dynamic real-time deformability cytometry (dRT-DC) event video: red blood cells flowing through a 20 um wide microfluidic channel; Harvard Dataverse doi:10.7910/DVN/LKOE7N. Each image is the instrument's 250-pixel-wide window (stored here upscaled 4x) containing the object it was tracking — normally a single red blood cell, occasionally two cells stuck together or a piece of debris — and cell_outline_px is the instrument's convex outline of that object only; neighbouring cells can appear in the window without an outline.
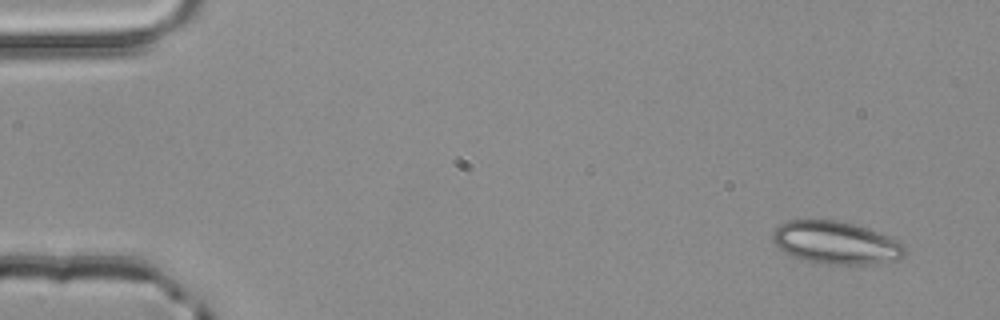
{"species": "common noctule bat (a hibernating species)", "species_latin": "Nyctalus noctula", "temperature_condition": "room temperature", "stored_images_in_passage": 4, "camera_frame_rate_fps": 3000, "um_per_image_px": 0.085, "animal": {"sex": "male", "body_mass_g": 20.4}, "frame": {"image": 1, "passage_image": 1, "time_ms": 0.0, "image_size_px": [1000, 320], "cell_outline_px": [[908, 252], [892, 260], [868, 264], [828, 264], [804, 260], [792, 256], [784, 252], [772, 240], [772, 232], [780, 224], [788, 220], [836, 220], [856, 224], [888, 236], [904, 244]], "centroid_in_image_um": [71.03, 20.62], "position_along_channel_um": 14.0, "area_um2": 32.66}}